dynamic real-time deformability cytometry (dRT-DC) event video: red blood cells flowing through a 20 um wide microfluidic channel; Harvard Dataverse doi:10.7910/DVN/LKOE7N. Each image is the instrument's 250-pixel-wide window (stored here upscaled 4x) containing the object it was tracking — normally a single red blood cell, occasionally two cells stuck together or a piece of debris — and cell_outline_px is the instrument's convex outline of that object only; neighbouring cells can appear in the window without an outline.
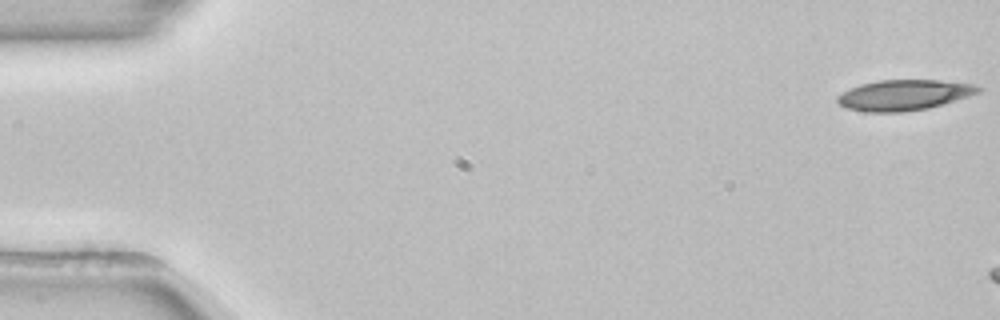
{"species": "common noctule bat (a hibernating species)", "species_latin": "Nyctalus noctula", "temperature_condition": "room temperature", "stored_images_in_passage": 8, "camera_frame_rate_fps": 3000, "um_per_image_px": 0.085, "animal": {"sex": "female", "body_mass_g": 22.7, "forearm_length_mm": 54.2}, "frame": {"image": 1, "passage_image": 1, "time_ms": 0.0, "image_size_px": [1000, 320], "cell_outline_px": [[984, 88], [980, 92], [944, 104], [928, 108], [904, 112], [864, 112], [848, 108], [840, 104], [836, 100], [836, 96], [848, 88], [860, 84], [880, 80], [940, 80], [972, 84]], "centroid_in_image_um": [76.82, 8.08], "position_along_channel_um": 8.2, "area_um2": 25.2}}